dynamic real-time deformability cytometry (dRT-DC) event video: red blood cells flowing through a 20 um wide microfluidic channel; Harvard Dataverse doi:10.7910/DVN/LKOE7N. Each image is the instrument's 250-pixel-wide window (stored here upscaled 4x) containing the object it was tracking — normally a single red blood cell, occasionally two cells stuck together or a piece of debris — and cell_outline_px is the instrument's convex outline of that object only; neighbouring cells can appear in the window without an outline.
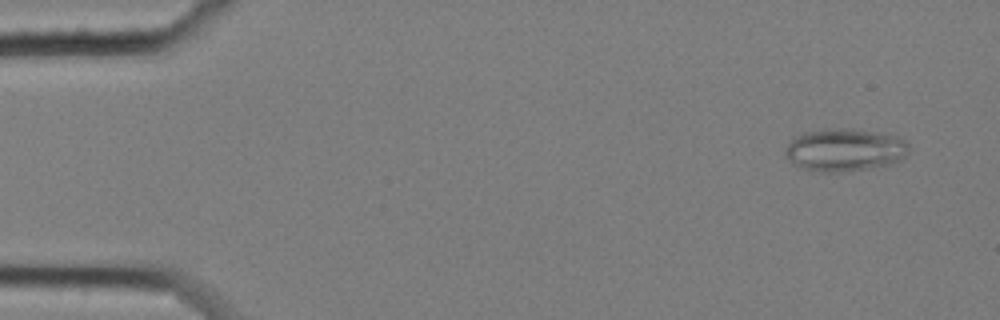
{"species": "common noctule bat (a hibernating species)", "species_latin": "Nyctalus noctula", "temperature_condition": "cold", "stored_images_in_passage": 59, "camera_frame_rate_fps": 3000, "um_per_image_px": 0.085, "animal": {"sex": "female", "body_mass_g": 25.1}, "frame": {"image": 1, "passage_image": 4, "time_ms": 1.0, "image_size_px": [1000, 320], "cell_outline_px": [[908, 152], [900, 160], [892, 164], [844, 172], [820, 172], [800, 168], [792, 164], [784, 156], [784, 152], [792, 136], [800, 132], [820, 128], [852, 128], [880, 132], [896, 136], [904, 140], [908, 144]], "centroid_in_image_um": [71.73, 12.72], "position_along_channel_um": 13.3, "area_um2": 31.56}}
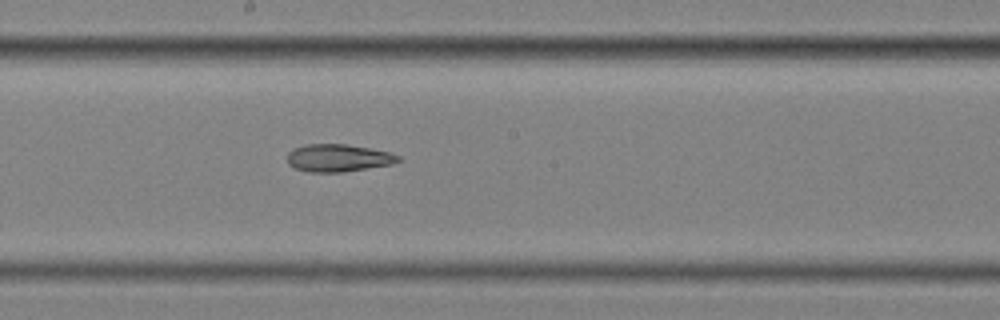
{"frame": {"image": 2, "passage_image": 32, "time_ms": 10.333, "image_size_px": [1000, 320], "cell_outline_px": [[400, 160], [392, 164], [340, 172], [308, 172], [296, 168], [288, 164], [288, 152], [292, 148], [304, 144], [344, 144], [368, 148], [388, 152], [400, 156]], "centroid_in_image_um": [28.7, 13.42], "position_along_channel_um": 219.5, "area_um2": 17.63}}
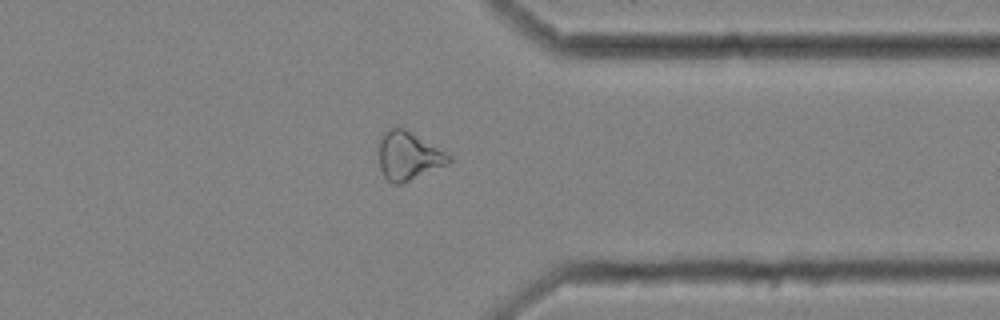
{"frame": {"image": 3, "passage_image": 46, "time_ms": 15.0, "image_size_px": [1000, 320], "cell_outline_px": [[452, 160], [448, 164], [400, 184], [392, 184], [384, 176], [380, 168], [376, 144], [380, 136], [384, 132], [392, 128], [404, 128], [452, 156]], "centroid_in_image_um": [34.66, 13.25], "position_along_channel_um": 376.7, "area_um2": 19.77}}